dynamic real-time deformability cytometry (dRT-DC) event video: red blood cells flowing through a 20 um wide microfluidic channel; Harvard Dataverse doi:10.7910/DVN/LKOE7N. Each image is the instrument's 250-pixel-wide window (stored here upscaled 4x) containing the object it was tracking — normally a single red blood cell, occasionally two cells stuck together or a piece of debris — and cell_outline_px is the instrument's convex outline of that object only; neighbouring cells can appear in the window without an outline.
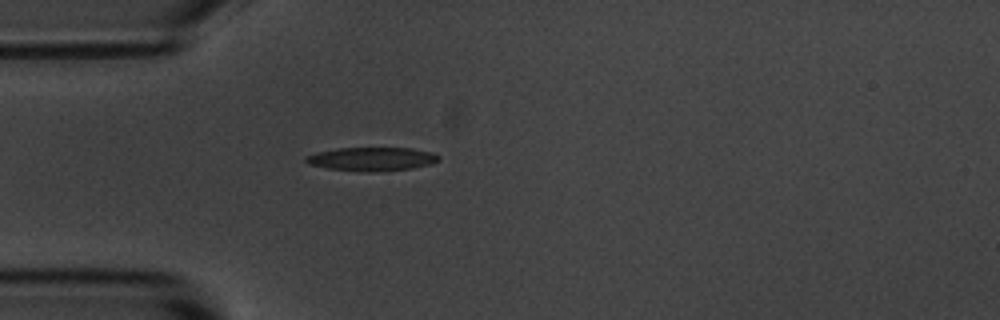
{"species": "common noctule bat (a hibernating species)", "species_latin": "Nyctalus noctula", "temperature_condition": "room temperature", "stored_images_in_passage": 1, "camera_frame_rate_fps": 3000, "um_per_image_px": 0.085, "animal": {"sex": "male", "body_mass_g": 20.1, "forearm_length_mm": 53.5}, "frame": {"image": 1, "passage_image": 1, "time_ms": 0.0, "image_size_px": [1000, 320], "cell_outline_px": [[440, 160], [432, 164], [412, 168], [372, 172], [368, 172], [328, 168], [308, 164], [304, 160], [304, 156], [316, 152], [336, 148], [412, 148], [432, 152], [440, 156]], "centroid_in_image_um": [31.61, 13.51], "position_along_channel_um": 53.4, "area_um2": 18.38}}